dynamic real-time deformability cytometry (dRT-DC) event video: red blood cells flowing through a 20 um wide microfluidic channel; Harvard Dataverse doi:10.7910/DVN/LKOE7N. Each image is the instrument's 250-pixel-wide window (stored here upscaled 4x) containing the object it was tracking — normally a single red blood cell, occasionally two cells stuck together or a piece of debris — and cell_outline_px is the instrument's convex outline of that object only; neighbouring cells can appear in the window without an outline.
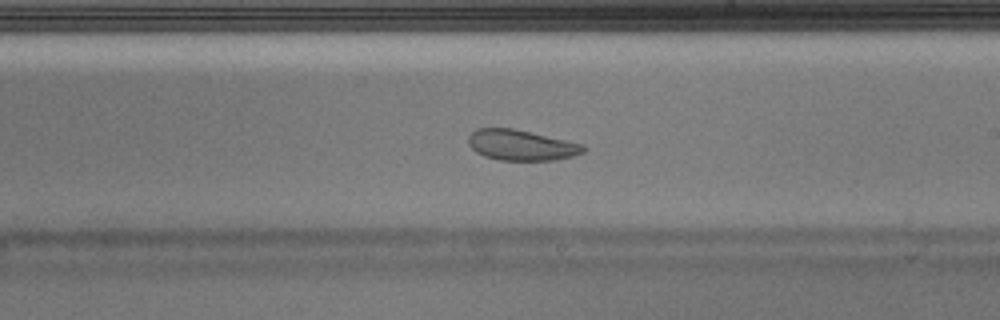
{"species": "Egyptian fruit bat (a non-hibernating species)", "species_latin": "Rousettus aegyptiacus", "temperature_condition": "warm", "stored_images_in_passage": 42, "camera_frame_rate_fps": 3000, "um_per_image_px": 0.085, "animal": {"sex": "male"}, "frame": {"image": 1, "passage_image": 24, "time_ms": 7.667, "image_size_px": [1000, 320], "cell_outline_px": [[588, 148], [584, 152], [572, 156], [556, 160], [500, 160], [484, 156], [476, 152], [468, 144], [468, 136], [476, 128], [512, 128], [584, 144]], "centroid_in_image_um": [44.31, 12.34], "position_along_channel_um": 244.7, "area_um2": 20.52}}